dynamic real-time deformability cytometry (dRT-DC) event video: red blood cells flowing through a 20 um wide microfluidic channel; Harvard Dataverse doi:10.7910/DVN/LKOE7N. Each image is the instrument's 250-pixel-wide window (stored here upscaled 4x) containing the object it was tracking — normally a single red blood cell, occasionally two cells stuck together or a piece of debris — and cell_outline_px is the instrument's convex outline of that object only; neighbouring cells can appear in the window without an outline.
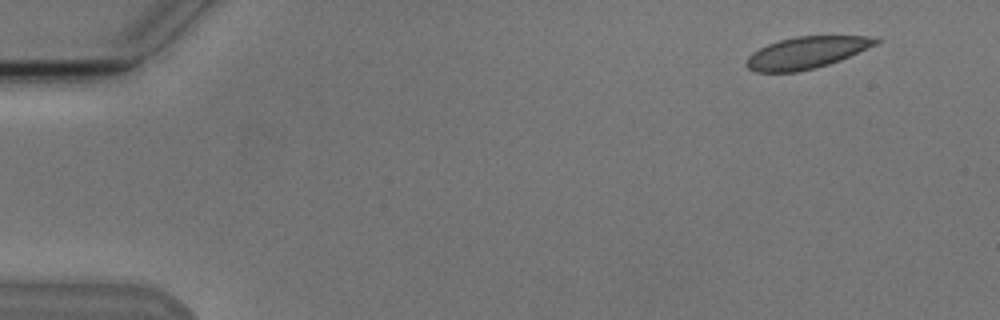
{"species": "Egyptian fruit bat (a non-hibernating species)", "species_latin": "Rousettus aegyptiacus", "temperature_condition": "cold", "stored_images_in_passage": 6, "camera_frame_rate_fps": 3000, "um_per_image_px": 0.085, "animal": {"sex": "male"}, "frame": {"image": 1, "passage_image": 1, "time_ms": 0.0, "image_size_px": [1000, 320], "cell_outline_px": [[880, 40], [876, 44], [840, 60], [828, 64], [796, 72], [756, 72], [748, 68], [744, 64], [748, 56], [752, 52], [768, 44], [780, 40], [796, 36], [880, 36]], "centroid_in_image_um": [68.53, 4.47], "position_along_channel_um": 16.5, "area_um2": 23.87}}
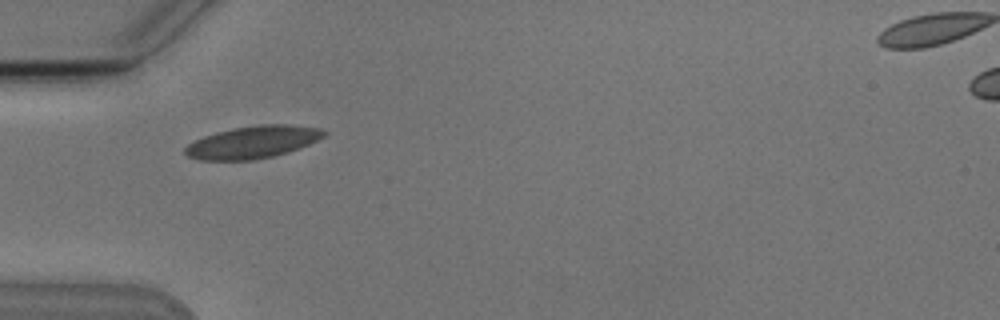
{"frame": {"image": 2, "passage_image": 5, "time_ms": 4.333, "image_size_px": [1000, 320], "cell_outline_px": [[328, 132], [324, 136], [308, 144], [288, 152], [272, 156], [252, 160], [200, 160], [188, 156], [184, 152], [184, 148], [188, 144], [204, 136], [216, 132], [236, 128], [260, 124], [288, 124], [320, 128]], "centroid_in_image_um": [21.48, 12.08], "position_along_channel_um": 63.5, "area_um2": 25.95}}